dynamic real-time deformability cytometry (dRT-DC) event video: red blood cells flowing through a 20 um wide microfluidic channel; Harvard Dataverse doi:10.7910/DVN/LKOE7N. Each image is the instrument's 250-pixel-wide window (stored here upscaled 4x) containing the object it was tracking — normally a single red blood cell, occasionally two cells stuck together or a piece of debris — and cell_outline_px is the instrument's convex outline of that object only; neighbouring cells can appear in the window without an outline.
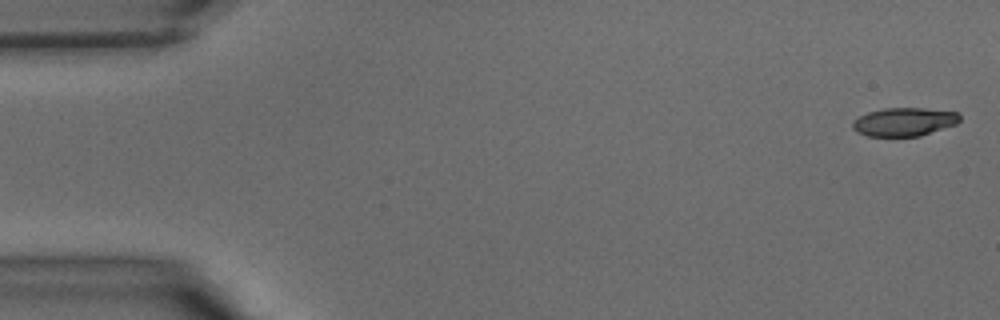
{"species": "common noctule bat (a hibernating species)", "species_latin": "Nyctalus noctula", "temperature_condition": "warm", "stored_images_in_passage": 39, "camera_frame_rate_fps": 3000, "um_per_image_px": 0.085, "animal": {"sex": "male", "body_mass_g": 15.6}, "frame": {"image": 1, "passage_image": 1, "time_ms": 0.0, "image_size_px": [1000, 320], "cell_outline_px": [[960, 120], [956, 124], [920, 136], [868, 136], [856, 132], [852, 128], [852, 124], [860, 116], [868, 112], [884, 108], [924, 108], [956, 112], [960, 116]], "centroid_in_image_um": [76.85, 10.36], "position_along_channel_um": 8.2, "area_um2": 17.63}}
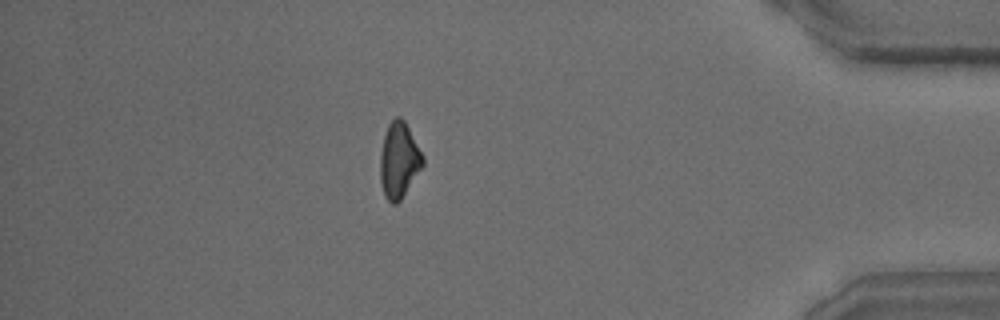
{"frame": {"image": 2, "passage_image": 35, "time_ms": 11.333, "image_size_px": [1000, 320], "cell_outline_px": [[424, 164], [400, 200], [396, 204], [392, 204], [384, 196], [380, 184], [380, 152], [384, 136], [388, 124], [396, 116], [400, 116], [404, 120], [424, 156]], "centroid_in_image_um": [33.9, 13.62], "position_along_channel_um": 401.3, "area_um2": 18.79}}